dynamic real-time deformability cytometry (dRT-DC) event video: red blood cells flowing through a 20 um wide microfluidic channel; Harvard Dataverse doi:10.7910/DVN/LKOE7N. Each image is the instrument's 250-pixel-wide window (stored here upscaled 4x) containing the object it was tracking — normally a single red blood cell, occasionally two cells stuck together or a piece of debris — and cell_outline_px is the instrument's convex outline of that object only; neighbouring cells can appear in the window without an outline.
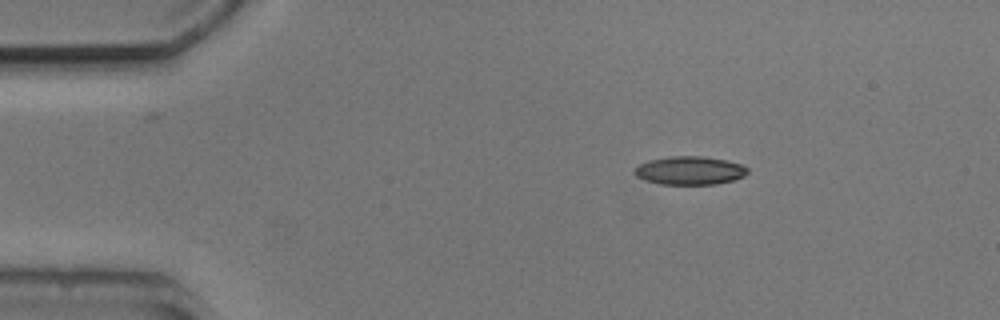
{"species": "common noctule bat (a hibernating species)", "species_latin": "Nyctalus noctula", "temperature_condition": "cold", "stored_images_in_passage": 3, "camera_frame_rate_fps": 3000, "um_per_image_px": 0.085, "animal": {"sex": "male", "body_mass_g": 20.5, "forearm_length_mm": 52.5}, "frame": {"image": 1, "passage_image": 1, "time_ms": 0.0, "image_size_px": [1000, 320], "cell_outline_px": [[748, 172], [744, 176], [736, 180], [716, 184], [660, 184], [644, 180], [636, 176], [632, 172], [640, 164], [648, 160], [668, 156], [700, 156], [724, 160], [744, 164], [748, 168]], "centroid_in_image_um": [58.64, 14.49], "position_along_channel_um": 26.4, "area_um2": 18.84}}
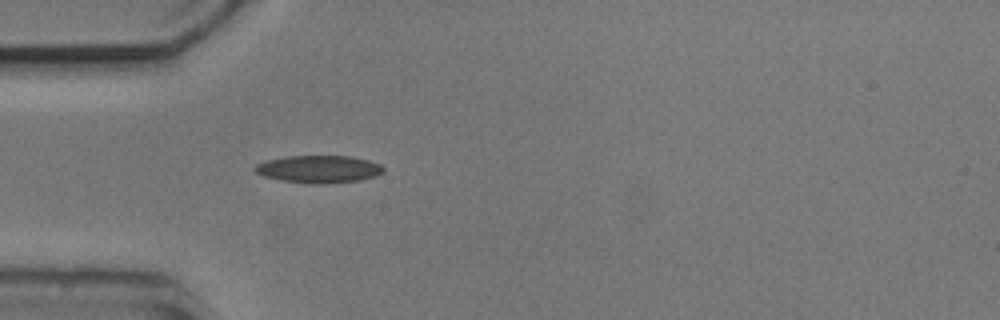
{"frame": {"image": 2, "passage_image": 3, "time_ms": 2.333, "image_size_px": [1000, 320], "cell_outline_px": [[384, 172], [376, 176], [360, 180], [324, 184], [316, 184], [280, 180], [264, 176], [256, 172], [252, 168], [256, 164], [268, 160], [288, 156], [352, 156], [368, 160], [380, 164], [384, 168]], "centroid_in_image_um": [27.12, 14.37], "position_along_channel_um": 57.9, "area_um2": 20.58}}